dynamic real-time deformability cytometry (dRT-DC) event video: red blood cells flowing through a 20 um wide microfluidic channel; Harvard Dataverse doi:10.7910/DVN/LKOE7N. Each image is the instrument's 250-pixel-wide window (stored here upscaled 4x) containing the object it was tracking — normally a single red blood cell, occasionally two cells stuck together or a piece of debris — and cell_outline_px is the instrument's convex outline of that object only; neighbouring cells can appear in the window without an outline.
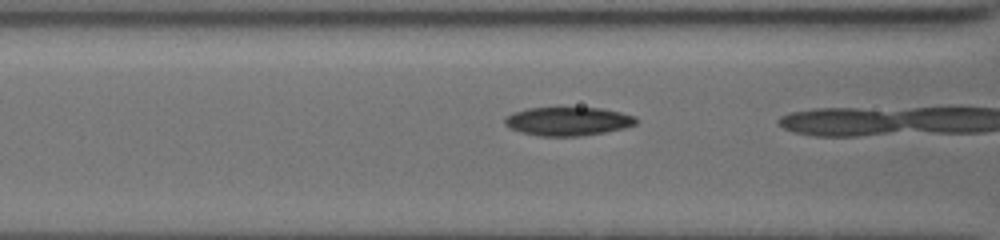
{"species": "common noctule bat (a hibernating species)", "species_latin": "Nyctalus noctula", "temperature_condition": "cold", "stored_images_in_passage": 25, "camera_frame_rate_fps": 3000, "um_per_image_px": 0.085, "animal": {"sex": "female", "body_mass_g": 19.5, "forearm_length_mm": 54.1}, "frame": {"image": 1, "passage_image": 24, "time_ms": 7.667, "image_size_px": [1000, 240], "cell_outline_px": [[640, 120], [636, 124], [624, 128], [604, 132], [580, 136], [540, 136], [520, 132], [508, 128], [504, 124], [504, 120], [512, 112], [528, 108], [556, 104], [600, 108], [620, 112], [636, 116]], "centroid_in_image_um": [48.25, 10.26], "position_along_channel_um": 118.3, "area_um2": 23.0}}